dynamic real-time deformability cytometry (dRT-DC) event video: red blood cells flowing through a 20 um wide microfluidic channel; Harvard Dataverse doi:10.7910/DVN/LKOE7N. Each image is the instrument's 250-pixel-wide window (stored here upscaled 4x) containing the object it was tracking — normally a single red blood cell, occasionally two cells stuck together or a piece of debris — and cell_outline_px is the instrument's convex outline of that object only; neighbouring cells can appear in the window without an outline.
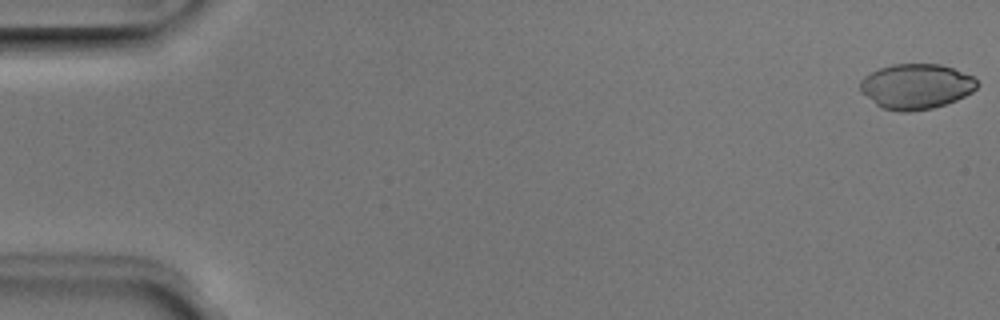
{"species": "Egyptian fruit bat (a non-hibernating species)", "species_latin": "Rousettus aegyptiacus", "temperature_condition": "room temperature", "stored_images_in_passage": 51, "camera_frame_rate_fps": 3000, "um_per_image_px": 0.085, "animal": {"sex": "male"}, "frame": {"image": 1, "passage_image": 1, "time_ms": 0.0, "image_size_px": [1000, 320], "cell_outline_px": [[980, 84], [972, 92], [956, 100], [932, 108], [912, 112], [900, 112], [880, 108], [860, 92], [860, 80], [864, 76], [880, 68], [892, 64], [940, 64], [952, 68], [972, 76]], "centroid_in_image_um": [77.84, 7.35], "position_along_channel_um": 7.2, "area_um2": 30.92}}
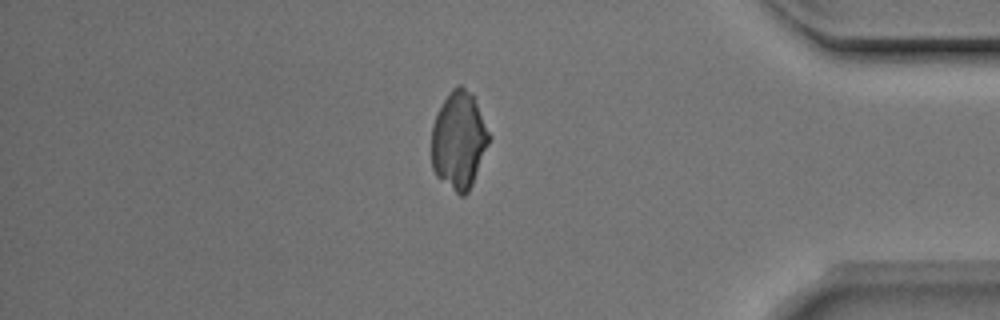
{"frame": {"image": 2, "passage_image": 44, "time_ms": 14.333, "image_size_px": [1000, 320], "cell_outline_px": [[492, 136], [472, 184], [468, 192], [464, 196], [460, 196], [440, 180], [436, 176], [432, 168], [432, 124], [444, 100], [452, 88], [456, 84], [460, 84], [472, 96]], "centroid_in_image_um": [39.0, 11.96], "position_along_channel_um": 396.2, "area_um2": 32.48}}
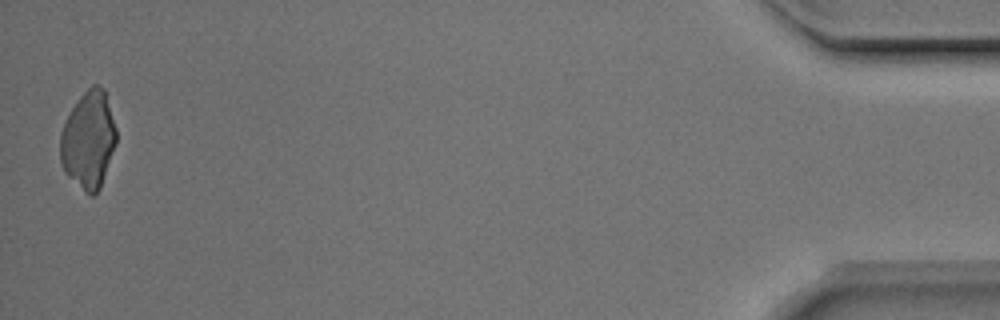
{"frame": {"image": 3, "passage_image": 51, "time_ms": 16.667, "image_size_px": [1000, 320], "cell_outline_px": [[116, 144], [100, 188], [92, 196], [68, 176], [64, 172], [60, 160], [60, 132], [72, 108], [80, 96], [92, 84], [96, 84], [104, 88], [116, 128]], "centroid_in_image_um": [7.52, 11.87], "position_along_channel_um": 427.7, "area_um2": 31.5}}